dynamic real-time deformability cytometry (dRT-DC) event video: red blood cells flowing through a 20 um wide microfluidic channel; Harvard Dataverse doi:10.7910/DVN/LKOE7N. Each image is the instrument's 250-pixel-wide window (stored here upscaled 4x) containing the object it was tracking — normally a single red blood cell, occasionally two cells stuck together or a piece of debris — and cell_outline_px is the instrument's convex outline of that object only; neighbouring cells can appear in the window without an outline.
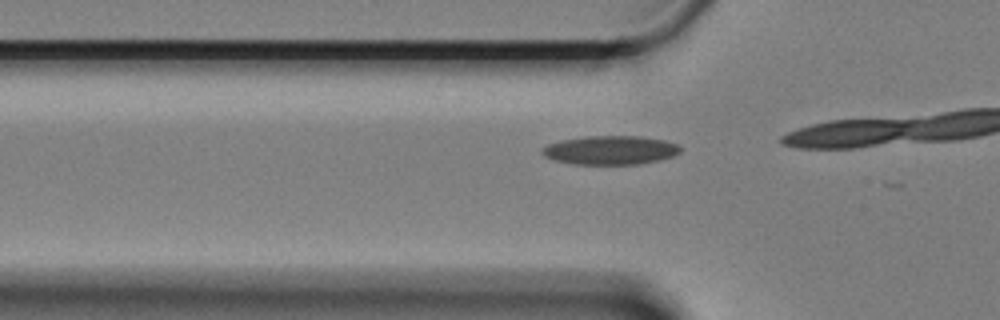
{"species": "Egyptian fruit bat (a non-hibernating species)", "species_latin": "Rousettus aegyptiacus", "temperature_condition": "cold", "stored_images_in_passage": 9, "camera_frame_rate_fps": 3000, "um_per_image_px": 0.085, "animal": {"sex": "female"}, "frame": {"image": 1, "passage_image": 6, "time_ms": 1.667, "image_size_px": [1000, 320], "cell_outline_px": [[680, 152], [672, 156], [660, 160], [640, 164], [576, 164], [556, 160], [540, 152], [548, 144], [560, 140], [584, 136], [640, 136], [664, 140], [676, 144], [680, 148]], "centroid_in_image_um": [51.9, 12.75], "position_along_channel_um": 73.9, "area_um2": 23.0}}